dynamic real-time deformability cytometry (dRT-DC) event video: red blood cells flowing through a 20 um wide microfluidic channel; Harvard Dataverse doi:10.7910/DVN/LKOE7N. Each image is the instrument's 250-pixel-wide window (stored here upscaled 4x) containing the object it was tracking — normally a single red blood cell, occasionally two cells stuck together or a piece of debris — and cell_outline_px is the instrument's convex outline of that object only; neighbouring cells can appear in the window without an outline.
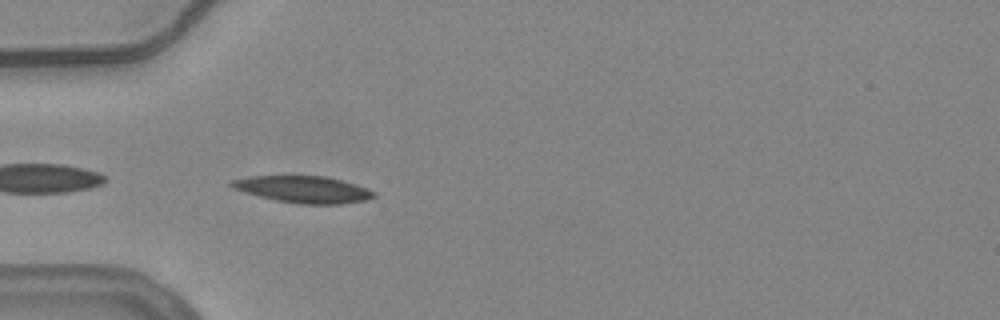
{"species": "common noctule bat (a hibernating species)", "species_latin": "Nyctalus noctula", "temperature_condition": "warm", "stored_images_in_passage": 7, "camera_frame_rate_fps": 3000, "um_per_image_px": 0.085, "animal": {"sex": "female", "body_mass_g": 24.6, "forearm_length_mm": 56.2}, "frame": {"image": 1, "passage_image": 1, "time_ms": 0.0, "image_size_px": [1000, 320], "cell_outline_px": [[376, 196], [368, 200], [340, 204], [300, 204], [276, 200], [244, 192], [232, 188], [228, 184], [232, 180], [248, 176], [324, 176], [356, 184], [368, 188], [376, 192]], "centroid_in_image_um": [25.8, 16.1], "position_along_channel_um": 59.2, "area_um2": 22.25}}